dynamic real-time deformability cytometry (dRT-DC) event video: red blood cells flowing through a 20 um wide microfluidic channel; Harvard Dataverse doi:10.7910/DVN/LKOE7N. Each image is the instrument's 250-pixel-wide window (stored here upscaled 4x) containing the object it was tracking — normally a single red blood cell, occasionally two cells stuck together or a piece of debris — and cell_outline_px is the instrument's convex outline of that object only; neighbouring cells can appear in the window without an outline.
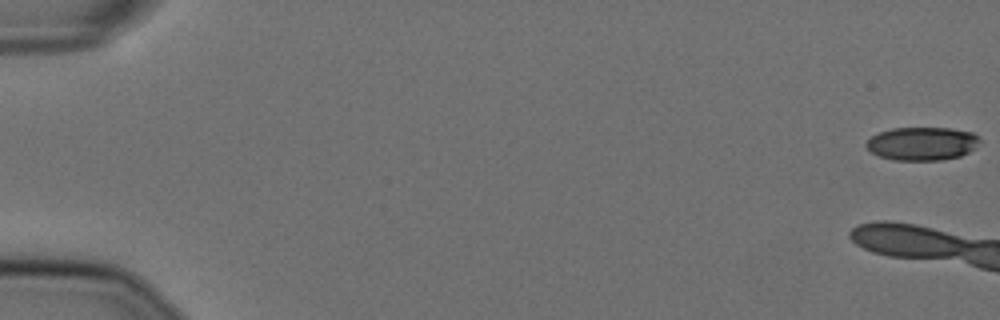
{"species": "Egyptian fruit bat (a non-hibernating species)", "species_latin": "Rousettus aegyptiacus", "temperature_condition": "cold", "stored_images_in_passage": 6, "camera_frame_rate_fps": 3000, "um_per_image_px": 0.085, "animal": {"sex": "female"}, "frame": {"image": 1, "passage_image": 1, "time_ms": 0.0, "image_size_px": [1000, 320], "cell_outline_px": [[980, 140], [976, 148], [960, 156], [940, 160], [892, 160], [880, 156], [872, 152], [864, 144], [872, 136], [880, 132], [892, 128], [952, 128], [972, 132]], "centroid_in_image_um": [78.39, 12.21], "position_along_channel_um": 6.6, "area_um2": 21.96}}